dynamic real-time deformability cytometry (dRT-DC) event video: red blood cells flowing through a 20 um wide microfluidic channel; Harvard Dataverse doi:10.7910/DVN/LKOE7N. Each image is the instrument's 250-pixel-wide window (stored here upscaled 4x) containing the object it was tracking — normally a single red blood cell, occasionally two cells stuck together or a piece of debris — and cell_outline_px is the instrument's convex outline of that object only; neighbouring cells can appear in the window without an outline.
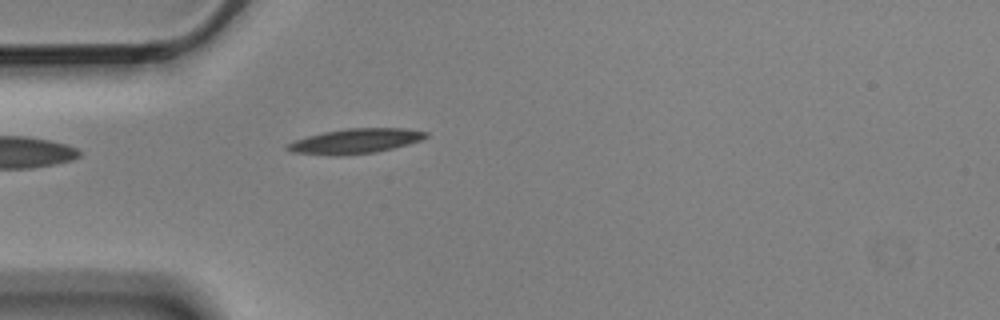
{"species": "Egyptian fruit bat (a non-hibernating species)", "species_latin": "Rousettus aegyptiacus", "temperature_condition": "cold", "stored_images_in_passage": 4, "camera_frame_rate_fps": 3000, "um_per_image_px": 0.085, "animal": {"sex": "male"}, "frame": {"image": 1, "passage_image": 4, "time_ms": 1.0, "image_size_px": [1000, 320], "cell_outline_px": [[428, 136], [420, 140], [408, 144], [376, 152], [340, 156], [332, 156], [292, 152], [284, 148], [288, 144], [296, 140], [308, 136], [324, 132], [348, 128], [404, 128], [428, 132]], "centroid_in_image_um": [30.2, 12.0], "position_along_channel_um": 54.8, "area_um2": 20.0}}